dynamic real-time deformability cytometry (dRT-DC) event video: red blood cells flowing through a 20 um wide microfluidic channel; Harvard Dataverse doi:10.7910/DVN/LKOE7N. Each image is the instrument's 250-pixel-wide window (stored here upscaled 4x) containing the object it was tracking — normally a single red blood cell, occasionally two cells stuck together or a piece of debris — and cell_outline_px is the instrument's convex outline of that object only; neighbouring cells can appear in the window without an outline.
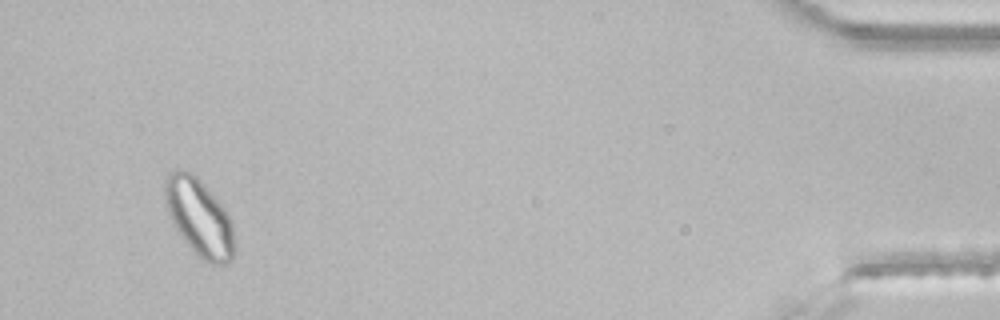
{"species": "common noctule bat (a hibernating species)", "species_latin": "Nyctalus noctula", "temperature_condition": "room temperature", "stored_images_in_passage": 34, "segment_of_instrument_passage": [2, 2], "camera_frame_rate_fps": 3000, "um_per_image_px": 0.085, "animal": {"sex": "male", "body_mass_g": 21.5, "forearm_length_mm": 52.0}, "frame": {"image": 1, "passage_image": 32, "time_ms": 10.333, "image_size_px": [1000, 320], "cell_outline_px": [[236, 248], [232, 260], [224, 264], [212, 264], [200, 260], [176, 232], [168, 212], [164, 196], [164, 180], [168, 172], [180, 168], [192, 172], [196, 176], [228, 212], [232, 220]], "centroid_in_image_um": [16.94, 18.51], "position_along_channel_um": 418.3, "area_um2": 32.02}}